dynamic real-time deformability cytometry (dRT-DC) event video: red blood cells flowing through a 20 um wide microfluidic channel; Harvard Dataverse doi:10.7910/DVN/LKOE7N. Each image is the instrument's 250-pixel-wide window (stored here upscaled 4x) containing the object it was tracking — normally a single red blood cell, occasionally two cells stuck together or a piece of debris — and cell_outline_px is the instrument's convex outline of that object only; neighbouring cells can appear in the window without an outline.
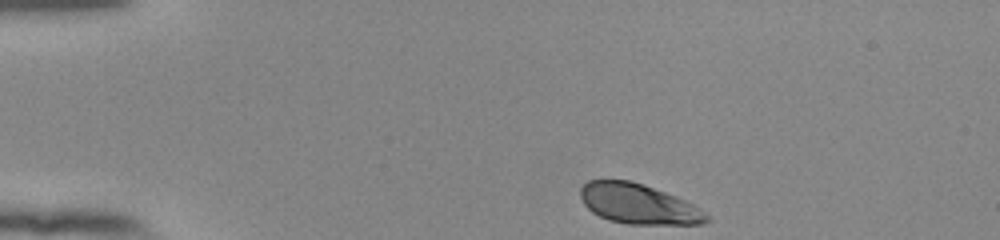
{"species": "human", "species_latin": "Homo sapiens", "temperature_condition": "room temperature", "stored_images_in_passage": 37, "camera_frame_rate_fps": 3000, "um_per_image_px": 0.085, "donor": {"sex": "female"}, "frame": {"image": 1, "passage_image": 1, "time_ms": 0.0, "image_size_px": [1000, 240], "cell_outline_px": [[708, 220], [704, 224], [628, 224], [608, 220], [592, 212], [584, 204], [580, 196], [580, 188], [588, 180], [632, 180], [644, 184], [676, 196], [700, 208], [708, 216]], "centroid_in_image_um": [54.25, 17.33], "position_along_channel_um": 30.8, "area_um2": 29.42}}
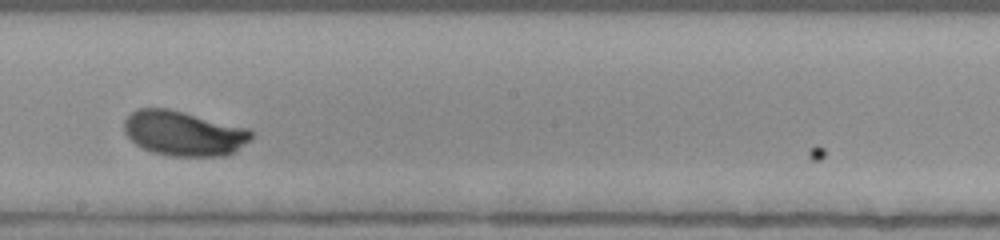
{"frame": {"image": 2, "passage_image": 22, "time_ms": 7.0, "image_size_px": [1000, 240], "cell_outline_px": [[252, 136], [236, 152], [224, 156], [172, 156], [152, 152], [136, 144], [124, 132], [124, 120], [136, 108], [168, 108], [248, 128], [252, 132]], "centroid_in_image_um": [15.6, 11.33], "position_along_channel_um": 232.6, "area_um2": 33.12}}
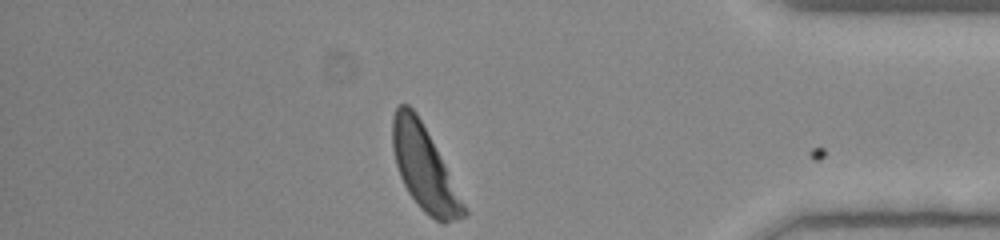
{"frame": {"image": 3, "passage_image": 37, "time_ms": 12.0, "image_size_px": [1000, 240], "cell_outline_px": [[468, 216], [444, 224], [428, 216], [420, 208], [408, 192], [400, 176], [396, 164], [392, 148], [392, 116], [396, 108], [400, 104], [408, 104], [416, 112], [444, 164], [468, 212]], "centroid_in_image_um": [36.03, 14.32], "position_along_channel_um": 399.2, "area_um2": 34.16}, "authors_computed_cell_mechanics": {"area_um2": 32.7148, "velocity_mm_per_s": 3.9089, "shape_relaxation_time_tau1_ms": 2.0847, "shape_relaxation_time_tau2_ms": null, "deformation_change_tau1": 0.1367, "deformation_change_tau2": null}}